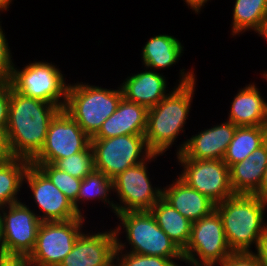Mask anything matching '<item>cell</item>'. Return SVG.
Wrapping results in <instances>:
<instances>
[{"label":"cell","mask_w":267,"mask_h":266,"mask_svg":"<svg viewBox=\"0 0 267 266\" xmlns=\"http://www.w3.org/2000/svg\"><path fill=\"white\" fill-rule=\"evenodd\" d=\"M159 156L163 155L152 154L144 162L126 169L112 179V193L119 200L114 201V215L129 211H149L162 197V187L153 186L148 171V164L156 161Z\"/></svg>","instance_id":"8"},{"label":"cell","mask_w":267,"mask_h":266,"mask_svg":"<svg viewBox=\"0 0 267 266\" xmlns=\"http://www.w3.org/2000/svg\"><path fill=\"white\" fill-rule=\"evenodd\" d=\"M26 202L0 208V254L29 256L36 243L41 220Z\"/></svg>","instance_id":"10"},{"label":"cell","mask_w":267,"mask_h":266,"mask_svg":"<svg viewBox=\"0 0 267 266\" xmlns=\"http://www.w3.org/2000/svg\"><path fill=\"white\" fill-rule=\"evenodd\" d=\"M266 165L267 141L246 159L229 168L234 194L253 195L261 184Z\"/></svg>","instance_id":"21"},{"label":"cell","mask_w":267,"mask_h":266,"mask_svg":"<svg viewBox=\"0 0 267 266\" xmlns=\"http://www.w3.org/2000/svg\"><path fill=\"white\" fill-rule=\"evenodd\" d=\"M179 260L184 262V259H168L159 256H148L134 254L126 251H115L114 266H177Z\"/></svg>","instance_id":"30"},{"label":"cell","mask_w":267,"mask_h":266,"mask_svg":"<svg viewBox=\"0 0 267 266\" xmlns=\"http://www.w3.org/2000/svg\"><path fill=\"white\" fill-rule=\"evenodd\" d=\"M53 165L72 177L84 179L95 170L92 147L90 146L87 150L59 159Z\"/></svg>","instance_id":"29"},{"label":"cell","mask_w":267,"mask_h":266,"mask_svg":"<svg viewBox=\"0 0 267 266\" xmlns=\"http://www.w3.org/2000/svg\"><path fill=\"white\" fill-rule=\"evenodd\" d=\"M266 209L267 203L255 195L234 194L216 204L232 252H252L253 245L256 250L267 227Z\"/></svg>","instance_id":"3"},{"label":"cell","mask_w":267,"mask_h":266,"mask_svg":"<svg viewBox=\"0 0 267 266\" xmlns=\"http://www.w3.org/2000/svg\"><path fill=\"white\" fill-rule=\"evenodd\" d=\"M196 72L181 69L179 80L171 92L147 112L146 144L153 154L166 155L176 144L185 125L196 92ZM169 149V150H168Z\"/></svg>","instance_id":"2"},{"label":"cell","mask_w":267,"mask_h":266,"mask_svg":"<svg viewBox=\"0 0 267 266\" xmlns=\"http://www.w3.org/2000/svg\"><path fill=\"white\" fill-rule=\"evenodd\" d=\"M95 170L113 179L126 169L147 160L153 153L144 135L91 138Z\"/></svg>","instance_id":"7"},{"label":"cell","mask_w":267,"mask_h":266,"mask_svg":"<svg viewBox=\"0 0 267 266\" xmlns=\"http://www.w3.org/2000/svg\"><path fill=\"white\" fill-rule=\"evenodd\" d=\"M60 110L54 104L24 96L11 86L5 132L12 158L31 162L43 148L49 124Z\"/></svg>","instance_id":"1"},{"label":"cell","mask_w":267,"mask_h":266,"mask_svg":"<svg viewBox=\"0 0 267 266\" xmlns=\"http://www.w3.org/2000/svg\"><path fill=\"white\" fill-rule=\"evenodd\" d=\"M173 183L162 188V198L190 222L210 215L216 204L208 197L190 187L179 176Z\"/></svg>","instance_id":"18"},{"label":"cell","mask_w":267,"mask_h":266,"mask_svg":"<svg viewBox=\"0 0 267 266\" xmlns=\"http://www.w3.org/2000/svg\"><path fill=\"white\" fill-rule=\"evenodd\" d=\"M149 212L158 226L183 251L190 240L192 222L182 216L162 197Z\"/></svg>","instance_id":"23"},{"label":"cell","mask_w":267,"mask_h":266,"mask_svg":"<svg viewBox=\"0 0 267 266\" xmlns=\"http://www.w3.org/2000/svg\"><path fill=\"white\" fill-rule=\"evenodd\" d=\"M0 21V82L10 81L14 59Z\"/></svg>","instance_id":"31"},{"label":"cell","mask_w":267,"mask_h":266,"mask_svg":"<svg viewBox=\"0 0 267 266\" xmlns=\"http://www.w3.org/2000/svg\"><path fill=\"white\" fill-rule=\"evenodd\" d=\"M231 253L222 219L216 210L192 223L190 240L183 250L184 262L219 266Z\"/></svg>","instance_id":"9"},{"label":"cell","mask_w":267,"mask_h":266,"mask_svg":"<svg viewBox=\"0 0 267 266\" xmlns=\"http://www.w3.org/2000/svg\"><path fill=\"white\" fill-rule=\"evenodd\" d=\"M144 70L127 76L120 87L127 101L138 103L149 109L156 106L171 91H169V83L162 75L163 73L160 74L146 67Z\"/></svg>","instance_id":"17"},{"label":"cell","mask_w":267,"mask_h":266,"mask_svg":"<svg viewBox=\"0 0 267 266\" xmlns=\"http://www.w3.org/2000/svg\"><path fill=\"white\" fill-rule=\"evenodd\" d=\"M91 231L84 229L59 266H114L116 236L113 227L97 233Z\"/></svg>","instance_id":"15"},{"label":"cell","mask_w":267,"mask_h":266,"mask_svg":"<svg viewBox=\"0 0 267 266\" xmlns=\"http://www.w3.org/2000/svg\"><path fill=\"white\" fill-rule=\"evenodd\" d=\"M55 65L34 60L20 69L14 64L9 82L16 92L54 104L62 110L70 83L66 82L65 74Z\"/></svg>","instance_id":"6"},{"label":"cell","mask_w":267,"mask_h":266,"mask_svg":"<svg viewBox=\"0 0 267 266\" xmlns=\"http://www.w3.org/2000/svg\"><path fill=\"white\" fill-rule=\"evenodd\" d=\"M253 195L261 199L263 202L267 203V165L263 174L261 184Z\"/></svg>","instance_id":"37"},{"label":"cell","mask_w":267,"mask_h":266,"mask_svg":"<svg viewBox=\"0 0 267 266\" xmlns=\"http://www.w3.org/2000/svg\"><path fill=\"white\" fill-rule=\"evenodd\" d=\"M112 191V180L105 174L94 170L84 179H82L77 197V212L80 216L84 215L83 208L80 205L90 201L103 202L104 206L109 205L111 211L114 213V199H110ZM83 212V213H82Z\"/></svg>","instance_id":"27"},{"label":"cell","mask_w":267,"mask_h":266,"mask_svg":"<svg viewBox=\"0 0 267 266\" xmlns=\"http://www.w3.org/2000/svg\"><path fill=\"white\" fill-rule=\"evenodd\" d=\"M12 158L7 138H6V132L2 129H0V164L4 163Z\"/></svg>","instance_id":"36"},{"label":"cell","mask_w":267,"mask_h":266,"mask_svg":"<svg viewBox=\"0 0 267 266\" xmlns=\"http://www.w3.org/2000/svg\"><path fill=\"white\" fill-rule=\"evenodd\" d=\"M263 266H267V227L258 242V246L253 251Z\"/></svg>","instance_id":"35"},{"label":"cell","mask_w":267,"mask_h":266,"mask_svg":"<svg viewBox=\"0 0 267 266\" xmlns=\"http://www.w3.org/2000/svg\"><path fill=\"white\" fill-rule=\"evenodd\" d=\"M148 109L138 103L121 99L116 111L108 117L92 138L119 135H145Z\"/></svg>","instance_id":"19"},{"label":"cell","mask_w":267,"mask_h":266,"mask_svg":"<svg viewBox=\"0 0 267 266\" xmlns=\"http://www.w3.org/2000/svg\"><path fill=\"white\" fill-rule=\"evenodd\" d=\"M23 183L31 191L35 207L39 208L35 213L42 222L69 221L80 217L73 203L37 166L29 164Z\"/></svg>","instance_id":"14"},{"label":"cell","mask_w":267,"mask_h":266,"mask_svg":"<svg viewBox=\"0 0 267 266\" xmlns=\"http://www.w3.org/2000/svg\"><path fill=\"white\" fill-rule=\"evenodd\" d=\"M86 218L41 222L30 257L37 266H59L84 231Z\"/></svg>","instance_id":"11"},{"label":"cell","mask_w":267,"mask_h":266,"mask_svg":"<svg viewBox=\"0 0 267 266\" xmlns=\"http://www.w3.org/2000/svg\"><path fill=\"white\" fill-rule=\"evenodd\" d=\"M237 127L226 120L211 128L198 131L175 146L178 147L175 154L182 153L187 159L192 160H222Z\"/></svg>","instance_id":"16"},{"label":"cell","mask_w":267,"mask_h":266,"mask_svg":"<svg viewBox=\"0 0 267 266\" xmlns=\"http://www.w3.org/2000/svg\"><path fill=\"white\" fill-rule=\"evenodd\" d=\"M37 166L50 181L73 203L77 211V197L82 179L58 169L50 163H31Z\"/></svg>","instance_id":"28"},{"label":"cell","mask_w":267,"mask_h":266,"mask_svg":"<svg viewBox=\"0 0 267 266\" xmlns=\"http://www.w3.org/2000/svg\"><path fill=\"white\" fill-rule=\"evenodd\" d=\"M254 82L238 89L228 112V119L238 127L267 125V101Z\"/></svg>","instance_id":"20"},{"label":"cell","mask_w":267,"mask_h":266,"mask_svg":"<svg viewBox=\"0 0 267 266\" xmlns=\"http://www.w3.org/2000/svg\"><path fill=\"white\" fill-rule=\"evenodd\" d=\"M189 9L194 11L195 14H200L199 12L202 11L203 7L207 2L210 0H183Z\"/></svg>","instance_id":"38"},{"label":"cell","mask_w":267,"mask_h":266,"mask_svg":"<svg viewBox=\"0 0 267 266\" xmlns=\"http://www.w3.org/2000/svg\"><path fill=\"white\" fill-rule=\"evenodd\" d=\"M115 215L120 221L113 229L116 236V251L184 259L183 251L158 226L149 211H129ZM122 230L125 231L122 232ZM121 233L125 234L126 241L120 240Z\"/></svg>","instance_id":"4"},{"label":"cell","mask_w":267,"mask_h":266,"mask_svg":"<svg viewBox=\"0 0 267 266\" xmlns=\"http://www.w3.org/2000/svg\"><path fill=\"white\" fill-rule=\"evenodd\" d=\"M183 45L173 35L162 33L152 36L140 50L142 65L156 72L173 67L183 56Z\"/></svg>","instance_id":"22"},{"label":"cell","mask_w":267,"mask_h":266,"mask_svg":"<svg viewBox=\"0 0 267 266\" xmlns=\"http://www.w3.org/2000/svg\"><path fill=\"white\" fill-rule=\"evenodd\" d=\"M232 14L233 37L246 31L256 33L267 16V0H235Z\"/></svg>","instance_id":"26"},{"label":"cell","mask_w":267,"mask_h":266,"mask_svg":"<svg viewBox=\"0 0 267 266\" xmlns=\"http://www.w3.org/2000/svg\"><path fill=\"white\" fill-rule=\"evenodd\" d=\"M267 141V125L237 127L223 161L230 168L246 159L254 150Z\"/></svg>","instance_id":"24"},{"label":"cell","mask_w":267,"mask_h":266,"mask_svg":"<svg viewBox=\"0 0 267 266\" xmlns=\"http://www.w3.org/2000/svg\"><path fill=\"white\" fill-rule=\"evenodd\" d=\"M219 266H263L252 252H232Z\"/></svg>","instance_id":"32"},{"label":"cell","mask_w":267,"mask_h":266,"mask_svg":"<svg viewBox=\"0 0 267 266\" xmlns=\"http://www.w3.org/2000/svg\"><path fill=\"white\" fill-rule=\"evenodd\" d=\"M175 158L182 167L178 176L215 204L234 195L230 183V169L223 160H192L182 153L177 154Z\"/></svg>","instance_id":"12"},{"label":"cell","mask_w":267,"mask_h":266,"mask_svg":"<svg viewBox=\"0 0 267 266\" xmlns=\"http://www.w3.org/2000/svg\"><path fill=\"white\" fill-rule=\"evenodd\" d=\"M10 92V82H0V129L4 131L8 123Z\"/></svg>","instance_id":"33"},{"label":"cell","mask_w":267,"mask_h":266,"mask_svg":"<svg viewBox=\"0 0 267 266\" xmlns=\"http://www.w3.org/2000/svg\"><path fill=\"white\" fill-rule=\"evenodd\" d=\"M256 33L258 34L259 37L261 36L262 39L267 41V16L261 23V26Z\"/></svg>","instance_id":"39"},{"label":"cell","mask_w":267,"mask_h":266,"mask_svg":"<svg viewBox=\"0 0 267 266\" xmlns=\"http://www.w3.org/2000/svg\"><path fill=\"white\" fill-rule=\"evenodd\" d=\"M0 266H37L30 256L0 254Z\"/></svg>","instance_id":"34"},{"label":"cell","mask_w":267,"mask_h":266,"mask_svg":"<svg viewBox=\"0 0 267 266\" xmlns=\"http://www.w3.org/2000/svg\"><path fill=\"white\" fill-rule=\"evenodd\" d=\"M90 146L91 138L62 109L51 120L44 146L31 163L54 164L57 160L87 150Z\"/></svg>","instance_id":"13"},{"label":"cell","mask_w":267,"mask_h":266,"mask_svg":"<svg viewBox=\"0 0 267 266\" xmlns=\"http://www.w3.org/2000/svg\"><path fill=\"white\" fill-rule=\"evenodd\" d=\"M12 1L13 0H0V13L8 11L11 6L10 4H13Z\"/></svg>","instance_id":"40"},{"label":"cell","mask_w":267,"mask_h":266,"mask_svg":"<svg viewBox=\"0 0 267 266\" xmlns=\"http://www.w3.org/2000/svg\"><path fill=\"white\" fill-rule=\"evenodd\" d=\"M260 74L263 76L265 81H267V71L265 70V71H263V73H260Z\"/></svg>","instance_id":"41"},{"label":"cell","mask_w":267,"mask_h":266,"mask_svg":"<svg viewBox=\"0 0 267 266\" xmlns=\"http://www.w3.org/2000/svg\"><path fill=\"white\" fill-rule=\"evenodd\" d=\"M186 264V266H204V265H193V264H190V263H187V262H184ZM177 266H181L180 264H178ZM184 266V265H183Z\"/></svg>","instance_id":"42"},{"label":"cell","mask_w":267,"mask_h":266,"mask_svg":"<svg viewBox=\"0 0 267 266\" xmlns=\"http://www.w3.org/2000/svg\"><path fill=\"white\" fill-rule=\"evenodd\" d=\"M122 98L120 85L117 89H107L77 81L69 84L63 109L92 138L103 122L116 111Z\"/></svg>","instance_id":"5"},{"label":"cell","mask_w":267,"mask_h":266,"mask_svg":"<svg viewBox=\"0 0 267 266\" xmlns=\"http://www.w3.org/2000/svg\"><path fill=\"white\" fill-rule=\"evenodd\" d=\"M31 162L22 158H11L0 164V208L22 201L21 192L25 172Z\"/></svg>","instance_id":"25"}]
</instances>
